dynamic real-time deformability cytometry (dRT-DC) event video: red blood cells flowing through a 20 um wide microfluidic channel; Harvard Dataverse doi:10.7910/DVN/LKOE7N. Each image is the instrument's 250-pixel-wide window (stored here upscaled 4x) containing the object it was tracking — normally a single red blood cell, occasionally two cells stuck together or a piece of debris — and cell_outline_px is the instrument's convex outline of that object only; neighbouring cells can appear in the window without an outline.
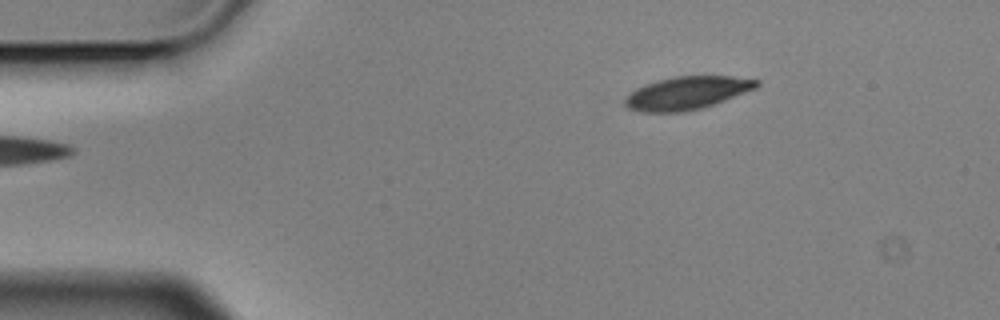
{"species": "Egyptian fruit bat (a non-hibernating species)", "species_latin": "Rousettus aegyptiacus", "temperature_condition": "cold", "stored_images_in_passage": 2, "camera_frame_rate_fps": 3000, "um_per_image_px": 0.085, "animal": {"sex": "male"}, "frame": {"image": 1, "passage_image": 2, "time_ms": 0.333, "image_size_px": [1000, 320], "cell_outline_px": [[760, 84], [756, 88], [712, 104], [700, 108], [684, 112], [644, 112], [628, 108], [624, 104], [624, 100], [636, 88], [644, 84], [676, 76], [732, 76], [760, 80]], "centroid_in_image_um": [58.39, 7.9], "position_along_channel_um": 26.6, "area_um2": 24.91}}